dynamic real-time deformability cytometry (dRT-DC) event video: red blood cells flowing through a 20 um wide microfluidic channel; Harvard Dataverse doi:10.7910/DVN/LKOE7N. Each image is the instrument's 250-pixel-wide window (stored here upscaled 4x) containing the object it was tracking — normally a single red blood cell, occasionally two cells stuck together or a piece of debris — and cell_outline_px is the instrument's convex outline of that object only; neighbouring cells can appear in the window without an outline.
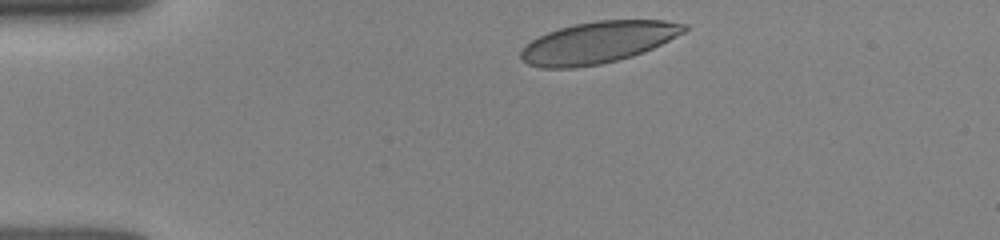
{"species": "human", "species_latin": "Homo sapiens", "temperature_condition": "room temperature", "stored_images_in_passage": 5, "camera_frame_rate_fps": 3000, "um_per_image_px": 0.085, "donor": {"sex": "female"}, "frame": {"image": 1, "passage_image": 1, "time_ms": 0.0, "image_size_px": [1000, 240], "cell_outline_px": [[688, 28], [684, 32], [644, 52], [632, 56], [600, 64], [576, 68], [540, 68], [528, 64], [520, 56], [520, 52], [532, 40], [548, 32], [560, 28], [576, 24], [596, 20], [664, 20], [688, 24]], "centroid_in_image_um": [50.84, 3.61], "position_along_channel_um": 34.2, "area_um2": 39.3}}
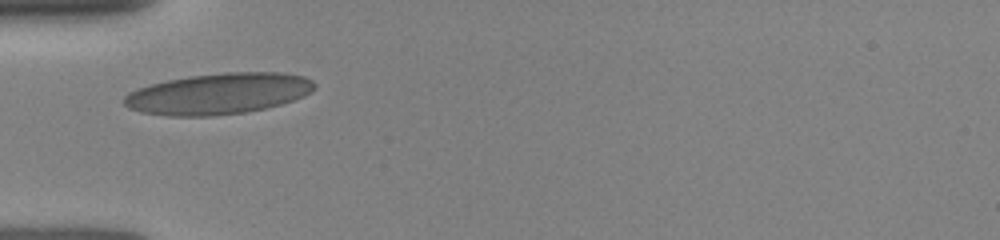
{"frame": {"image": 2, "passage_image": 4, "time_ms": 2.0, "image_size_px": [1000, 240], "cell_outline_px": [[316, 88], [312, 92], [304, 96], [280, 104], [264, 108], [244, 112], [208, 116], [168, 116], [140, 112], [128, 108], [124, 104], [124, 96], [128, 92], [136, 88], [168, 80], [188, 76], [224, 72], [280, 72], [304, 76], [312, 80], [316, 84]], "centroid_in_image_um": [18.56, 7.95], "position_along_channel_um": 66.4, "area_um2": 45.66}}